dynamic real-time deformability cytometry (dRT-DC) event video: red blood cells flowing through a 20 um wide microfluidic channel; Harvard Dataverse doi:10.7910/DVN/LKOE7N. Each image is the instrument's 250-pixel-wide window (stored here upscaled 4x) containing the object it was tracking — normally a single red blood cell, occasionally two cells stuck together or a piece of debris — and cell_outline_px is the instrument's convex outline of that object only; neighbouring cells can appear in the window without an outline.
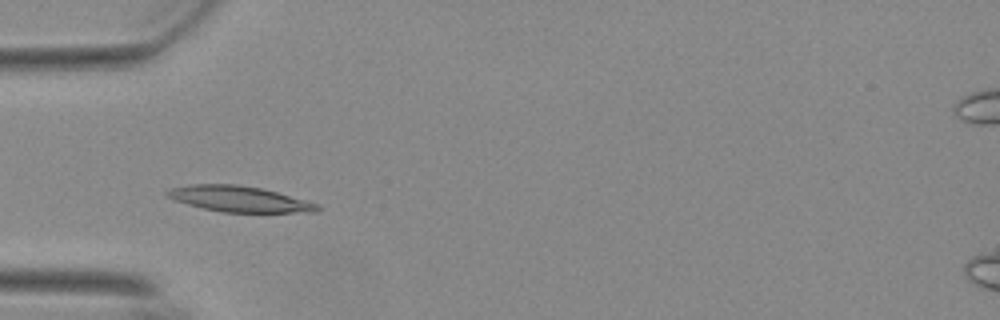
{"species": "Egyptian fruit bat (a non-hibernating species)", "species_latin": "Rousettus aegyptiacus", "temperature_condition": "warm", "stored_images_in_passage": 42, "camera_frame_rate_fps": 3000, "um_per_image_px": 0.085, "animal": {"sex": "female"}, "frame": {"image": 1, "passage_image": 13, "time_ms": 4.0, "image_size_px": [1000, 320], "cell_outline_px": [[320, 208], [316, 212], [220, 212], [188, 204], [164, 196], [164, 192], [172, 188], [192, 184], [236, 184], [260, 188], [276, 192], [304, 200], [316, 204]], "centroid_in_image_um": [20.27, 16.91], "position_along_channel_um": 64.7, "area_um2": 22.2}}
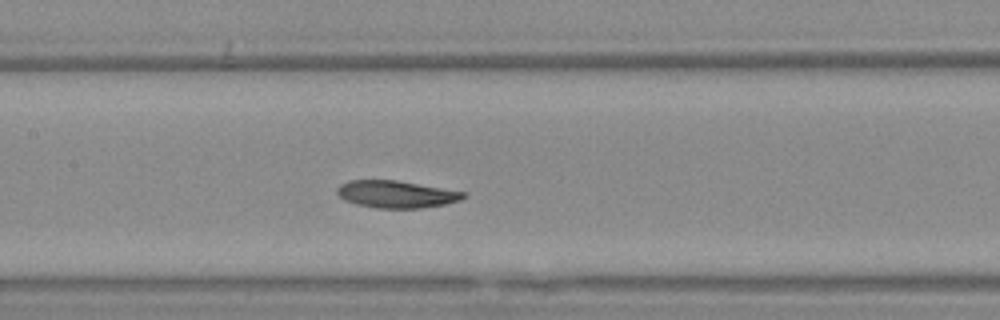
{"frame": {"image": 2, "passage_image": 22, "time_ms": 7.0, "image_size_px": [1000, 320], "cell_outline_px": [[468, 196], [460, 200], [444, 204], [420, 208], [376, 208], [356, 204], [344, 200], [336, 192], [336, 188], [340, 184], [348, 180], [396, 180], [464, 192]], "centroid_in_image_um": [33.64, 16.51], "position_along_channel_um": 173.8, "area_um2": 19.94}}
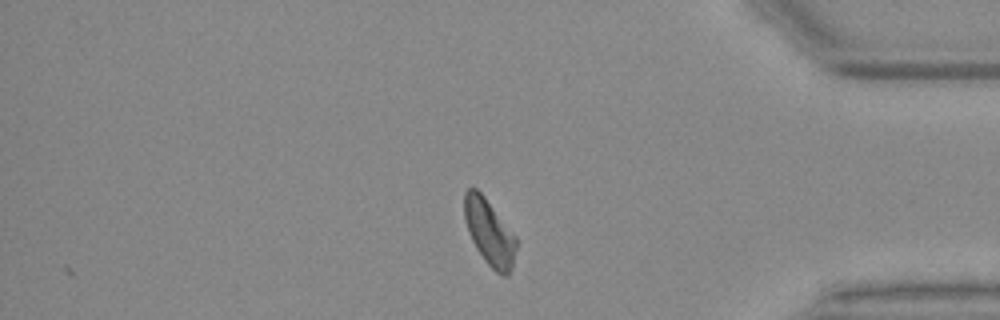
{"frame": {"image": 3, "passage_image": 42, "time_ms": 13.667, "image_size_px": [1000, 320], "cell_outline_px": [[516, 248], [512, 268], [508, 276], [500, 276], [484, 260], [476, 248], [468, 232], [464, 216], [464, 192], [468, 188], [476, 188], [484, 196], [516, 236]], "centroid_in_image_um": [41.59, 19.77], "position_along_channel_um": 393.6, "area_um2": 19.88}, "authors_computed_cell_mechanics": {"area_um2": 20.6924, "velocity_mm_per_s": 3.6804, "shape_relaxation_time_tau1_ms": null, "shape_relaxation_time_tau2_ms": 6.0482, "deformation_change_tau1": null, "deformation_change_tau2": 0.1117}}